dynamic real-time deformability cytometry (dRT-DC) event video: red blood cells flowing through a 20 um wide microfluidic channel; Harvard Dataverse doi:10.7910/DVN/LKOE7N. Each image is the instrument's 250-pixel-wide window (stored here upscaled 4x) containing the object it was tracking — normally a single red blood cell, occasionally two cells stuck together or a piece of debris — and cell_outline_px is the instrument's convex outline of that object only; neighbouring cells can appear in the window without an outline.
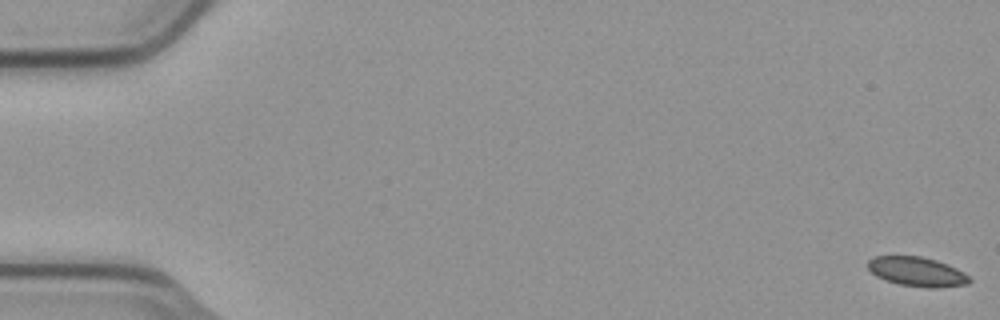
{"species": "common noctule bat (a hibernating species)", "species_latin": "Nyctalus noctula", "temperature_condition": "cold", "stored_images_in_passage": 56, "camera_frame_rate_fps": 3000, "um_per_image_px": 0.085, "animal": {"sex": "male", "body_mass_g": 23.1, "forearm_length_mm": 52.7}, "frame": {"image": 1, "passage_image": 1, "time_ms": 0.0, "image_size_px": [1000, 320], "cell_outline_px": [[972, 280], [968, 284], [936, 288], [928, 288], [900, 284], [876, 276], [868, 268], [868, 260], [876, 256], [920, 256], [936, 260], [948, 264], [964, 272]], "centroid_in_image_um": [77.98, 23.09], "position_along_channel_um": 7.0, "area_um2": 17.28}}
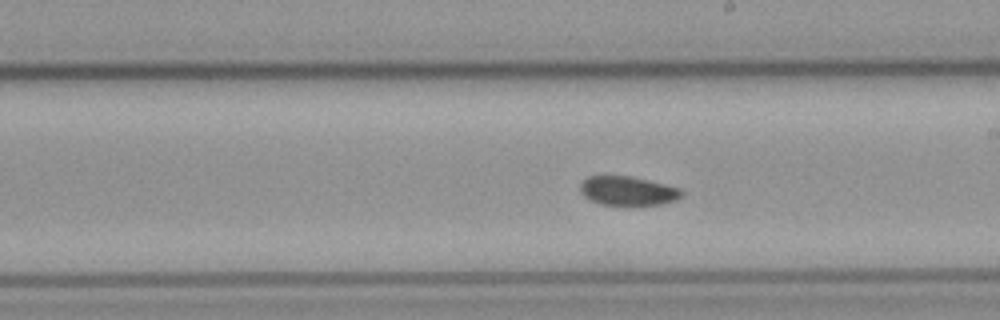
{"frame": {"image": 2, "passage_image": 32, "time_ms": 10.333, "image_size_px": [1000, 320], "cell_outline_px": [[684, 196], [676, 200], [664, 204], [600, 204], [584, 196], [580, 192], [580, 184], [588, 176], [628, 176], [664, 184], [680, 188], [684, 192]], "centroid_in_image_um": [53.39, 16.22], "position_along_channel_um": 235.6, "area_um2": 16.94}}
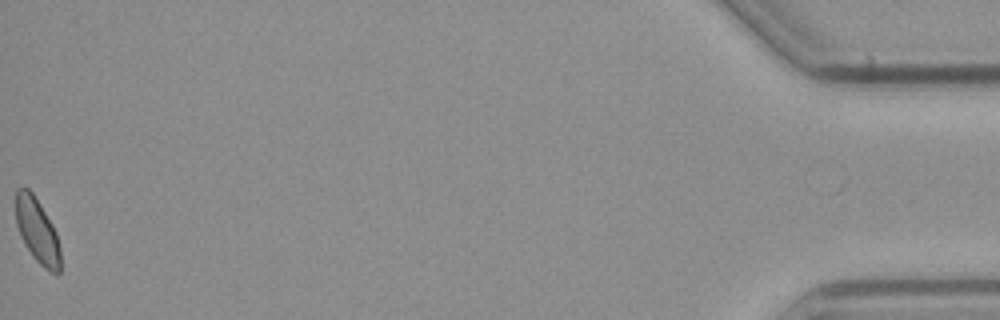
{"frame": {"image": 3, "passage_image": 56, "time_ms": 18.333, "image_size_px": [1000, 320], "cell_outline_px": [[60, 272], [56, 276], [48, 272], [32, 256], [24, 244], [20, 236], [16, 224], [16, 188], [28, 188], [32, 192], [40, 204], [52, 224], [56, 232], [60, 248]], "centroid_in_image_um": [3.17, 19.66], "position_along_channel_um": 432.0, "area_um2": 16.99}}